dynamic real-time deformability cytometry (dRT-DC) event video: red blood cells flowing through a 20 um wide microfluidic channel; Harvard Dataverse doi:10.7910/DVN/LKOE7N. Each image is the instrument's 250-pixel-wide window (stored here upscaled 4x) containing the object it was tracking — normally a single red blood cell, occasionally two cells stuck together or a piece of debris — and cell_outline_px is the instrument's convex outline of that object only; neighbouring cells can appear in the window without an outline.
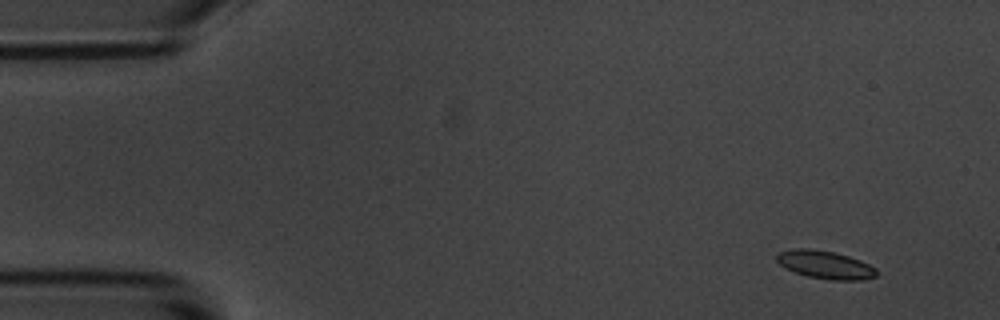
{"species": "common noctule bat (a hibernating species)", "species_latin": "Nyctalus noctula", "temperature_condition": "room temperature", "stored_images_in_passage": 10, "camera_frame_rate_fps": 3000, "um_per_image_px": 0.085, "animal": {"sex": "male", "body_mass_g": 20.1, "forearm_length_mm": 53.5}, "frame": {"image": 1, "passage_image": 1, "time_ms": 0.0, "image_size_px": [1000, 320], "cell_outline_px": [[880, 272], [876, 276], [864, 280], [832, 280], [808, 276], [784, 268], [776, 260], [776, 252], [796, 248], [812, 248], [832, 252], [848, 256], [860, 260], [876, 268]], "centroid_in_image_um": [70.15, 22.5], "position_along_channel_um": 14.9, "area_um2": 16.42}}
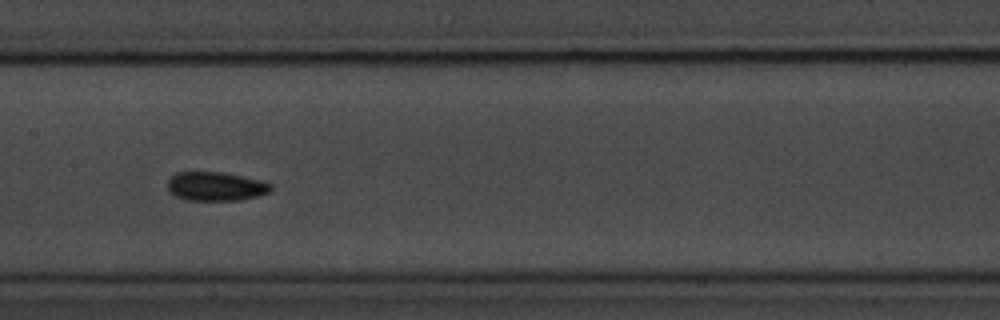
{"frame": {"image": 2, "passage_image": 8, "time_ms": 8.0, "image_size_px": [1000, 320], "cell_outline_px": [[272, 188], [268, 192], [256, 196], [240, 200], [188, 200], [176, 196], [168, 192], [168, 180], [176, 172], [220, 172], [260, 180], [272, 184]], "centroid_in_image_um": [18.31, 15.84], "position_along_channel_um": 189.1, "area_um2": 17.22}}
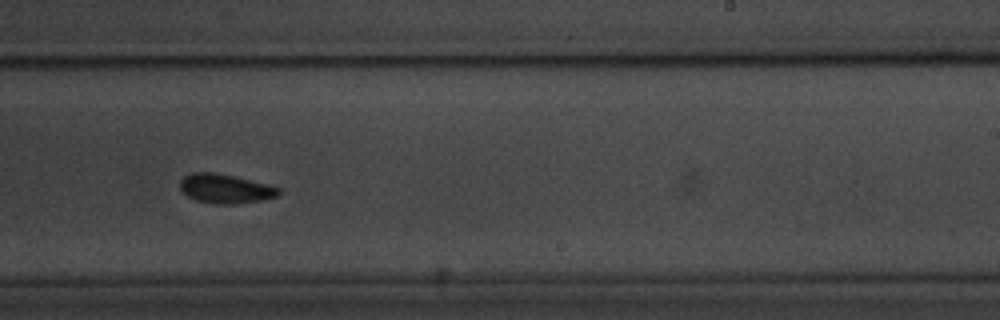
{"frame": {"image": 3, "passage_image": 10, "time_ms": 10.333, "image_size_px": [1000, 320], "cell_outline_px": [[280, 192], [276, 196], [260, 200], [232, 204], [216, 204], [196, 200], [188, 196], [180, 188], [180, 180], [184, 176], [192, 172], [212, 172], [232, 176], [268, 184], [280, 188]], "centroid_in_image_um": [19.12, 16.03], "position_along_channel_um": 269.9, "area_um2": 16.53}}